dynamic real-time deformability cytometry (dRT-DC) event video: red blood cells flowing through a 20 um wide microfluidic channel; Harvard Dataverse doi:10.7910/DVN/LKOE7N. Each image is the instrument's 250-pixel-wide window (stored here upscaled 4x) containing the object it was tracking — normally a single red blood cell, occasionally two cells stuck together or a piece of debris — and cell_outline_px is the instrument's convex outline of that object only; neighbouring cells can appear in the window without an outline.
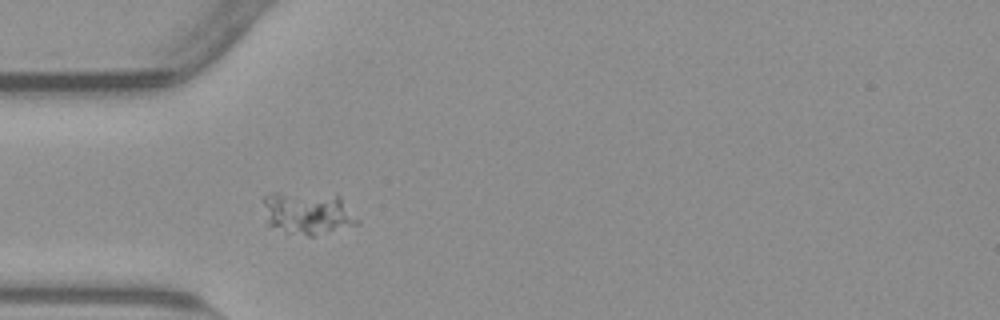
{"species": "common noctule bat (a hibernating species)", "species_latin": "Nyctalus noctula", "temperature_condition": "warm", "stored_images_in_passage": 40, "camera_frame_rate_fps": 3000, "um_per_image_px": 0.085, "animal": {"sex": "male", "body_mass_g": 23.1, "forearm_length_mm": 52.7}, "frame": {"image": 1, "passage_image": 1, "time_ms": 0.0, "image_size_px": [1000, 320], "cell_outline_px": [[360, 224], [312, 236], [308, 236], [268, 228], [264, 204], [264, 196], [276, 192], [340, 196], [360, 220]], "centroid_in_image_um": [26.17, 18.14], "position_along_channel_um": 58.8, "area_um2": 23.29}}
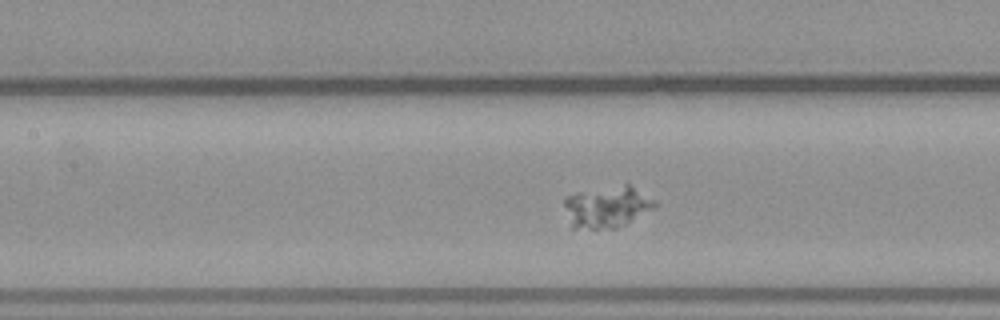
{"frame": {"image": 2, "passage_image": 9, "time_ms": 2.667, "image_size_px": [1000, 320], "cell_outline_px": [[660, 204], [656, 208], [616, 228], [572, 228], [564, 204], [564, 200], [568, 196], [576, 192], [624, 184], [628, 184], [656, 200]], "centroid_in_image_um": [51.64, 17.57], "position_along_channel_um": 155.8, "area_um2": 21.79}}
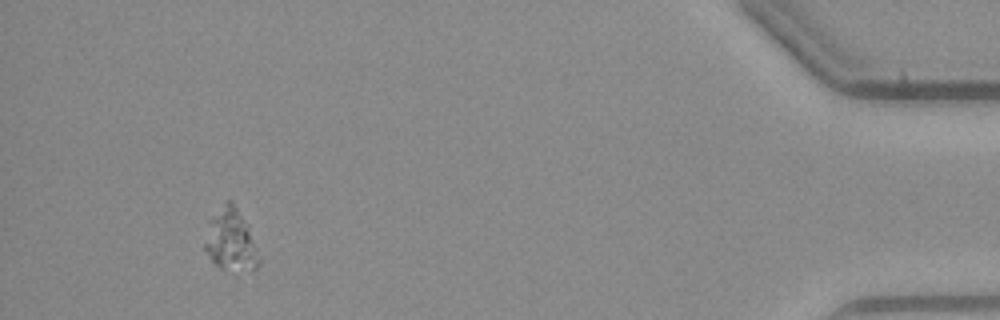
{"frame": {"image": 3, "passage_image": 36, "time_ms": 11.667, "image_size_px": [1000, 320], "cell_outline_px": [[260, 264], [252, 272], [228, 272], [220, 268], [212, 260], [204, 248], [204, 244], [208, 220], [228, 200], [236, 208], [248, 232], [260, 260]], "centroid_in_image_um": [19.58, 20.53], "position_along_channel_um": 415.6, "area_um2": 18.96}}